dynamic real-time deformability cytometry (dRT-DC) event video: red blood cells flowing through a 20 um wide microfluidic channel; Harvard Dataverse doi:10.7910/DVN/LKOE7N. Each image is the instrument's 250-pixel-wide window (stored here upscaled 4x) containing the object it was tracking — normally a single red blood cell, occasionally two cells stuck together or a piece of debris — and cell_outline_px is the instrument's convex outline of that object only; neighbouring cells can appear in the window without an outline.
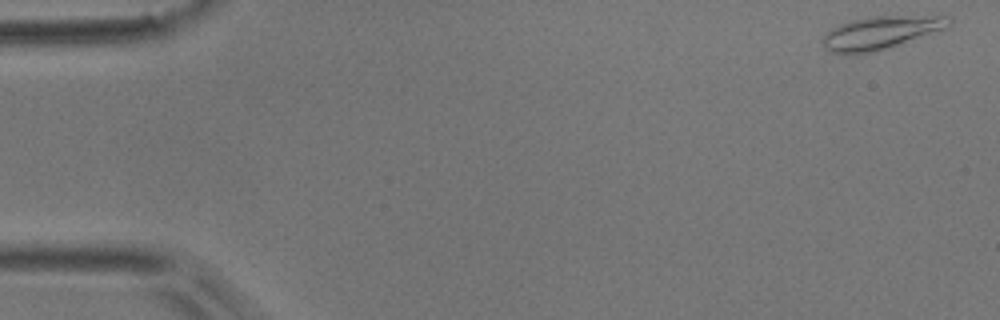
{"species": "common noctule bat (a hibernating species)", "species_latin": "Nyctalus noctula", "temperature_condition": "room temperature", "stored_images_in_passage": 5, "camera_frame_rate_fps": 3000, "um_per_image_px": 0.085, "animal": {"sex": "male", "body_mass_g": 17.9}, "frame": {"image": 1, "passage_image": 1, "time_ms": 0.0, "image_size_px": [1000, 320], "cell_outline_px": [[952, 24], [948, 28], [888, 48], [872, 52], [848, 56], [832, 52], [824, 48], [824, 36], [832, 28], [840, 24], [852, 20], [868, 16], [952, 16]], "centroid_in_image_um": [74.89, 2.79], "position_along_channel_um": 10.1, "area_um2": 24.45}}
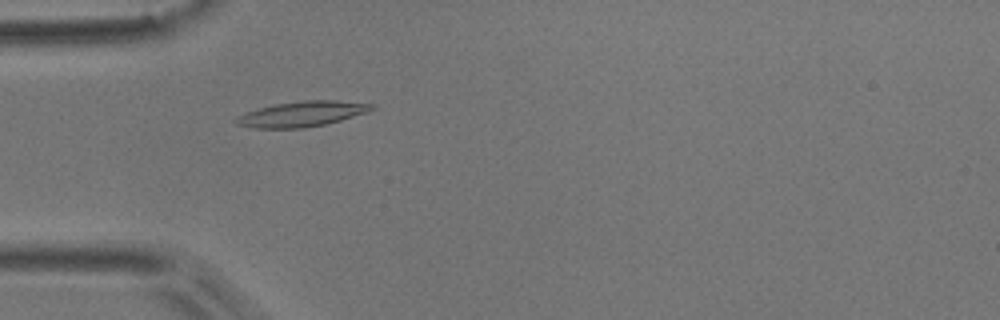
{"frame": {"image": 2, "passage_image": 5, "time_ms": 1.333, "image_size_px": [1000, 320], "cell_outline_px": [[376, 108], [368, 112], [340, 120], [324, 124], [304, 128], [252, 128], [236, 124], [232, 120], [236, 116], [244, 112], [276, 104], [304, 100], [336, 100], [376, 104]], "centroid_in_image_um": [25.65, 9.68], "position_along_channel_um": 59.3, "area_um2": 20.11}}